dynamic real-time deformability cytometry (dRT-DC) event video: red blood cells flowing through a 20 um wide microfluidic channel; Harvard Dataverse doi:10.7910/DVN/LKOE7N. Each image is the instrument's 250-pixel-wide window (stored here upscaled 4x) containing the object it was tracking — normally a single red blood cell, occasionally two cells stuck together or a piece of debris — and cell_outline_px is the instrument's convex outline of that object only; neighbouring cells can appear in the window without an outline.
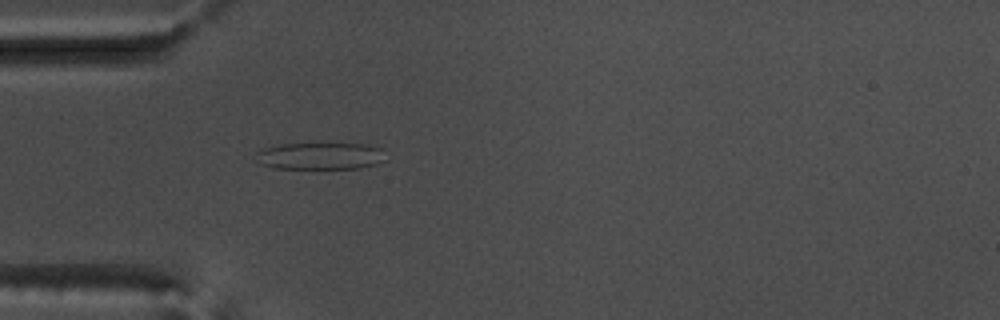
{"species": "common noctule bat (a hibernating species)", "species_latin": "Nyctalus noctula", "temperature_condition": "warm", "stored_images_in_passage": 52, "camera_frame_rate_fps": 3000, "um_per_image_px": 0.085, "animal": {"sex": "male", "body_mass_g": 17.5, "forearm_length_mm": 52.3}, "frame": {"image": 1, "passage_image": 14, "time_ms": 4.333, "image_size_px": [1000, 320], "cell_outline_px": [[388, 160], [376, 164], [360, 168], [276, 168], [260, 164], [256, 152], [260, 148], [280, 144], [368, 144], [384, 148]], "centroid_in_image_um": [27.31, 13.25], "position_along_channel_um": 57.7, "area_um2": 20.63}}
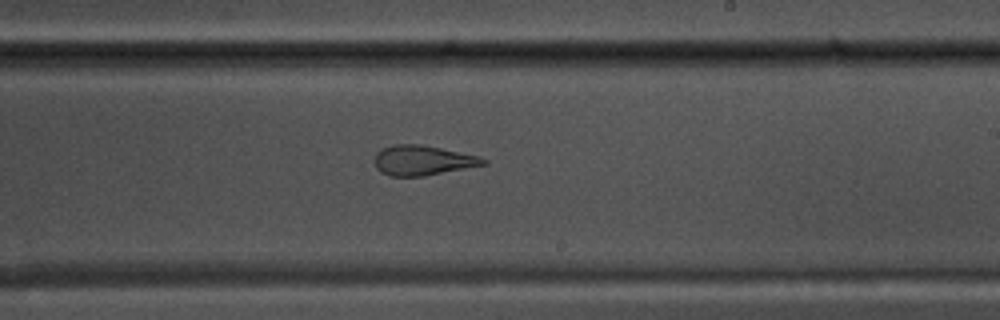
{"frame": {"image": 2, "passage_image": 30, "time_ms": 9.667, "image_size_px": [1000, 320], "cell_outline_px": [[488, 164], [424, 176], [388, 176], [380, 172], [376, 168], [376, 152], [380, 148], [392, 144], [420, 144], [480, 156], [488, 160]], "centroid_in_image_um": [35.92, 13.63], "position_along_channel_um": 253.1, "area_um2": 19.07}}
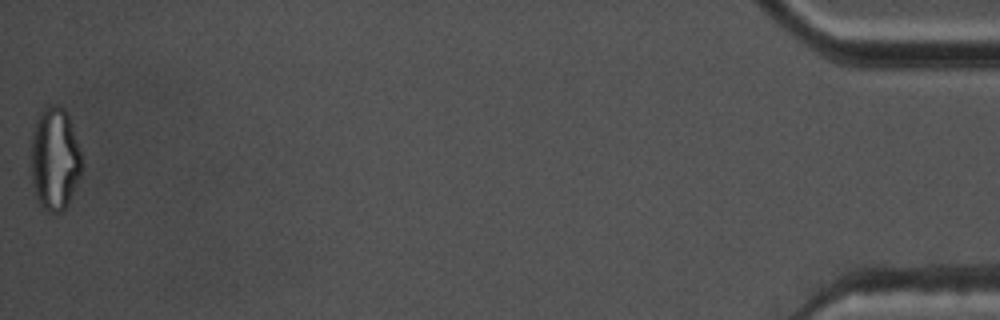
{"frame": {"image": 3, "passage_image": 52, "time_ms": 17.0, "image_size_px": [1000, 320], "cell_outline_px": [[80, 176], [68, 204], [60, 212], [48, 212], [40, 208], [32, 184], [32, 132], [36, 120], [40, 112], [44, 108], [52, 104], [56, 104], [64, 108], [72, 124], [80, 148]], "centroid_in_image_um": [4.64, 13.51], "position_along_channel_um": 430.6, "area_um2": 30.35}, "authors_computed_cell_mechanics": {"area_um2": 22.831, "velocity_mm_per_s": 3.7485, "shape_relaxation_time_tau1_ms": 8.7141, "shape_relaxation_time_tau2_ms": 1.9873, "deformation_change_tau1": 0.2568, "deformation_change_tau2": 0.1106}}